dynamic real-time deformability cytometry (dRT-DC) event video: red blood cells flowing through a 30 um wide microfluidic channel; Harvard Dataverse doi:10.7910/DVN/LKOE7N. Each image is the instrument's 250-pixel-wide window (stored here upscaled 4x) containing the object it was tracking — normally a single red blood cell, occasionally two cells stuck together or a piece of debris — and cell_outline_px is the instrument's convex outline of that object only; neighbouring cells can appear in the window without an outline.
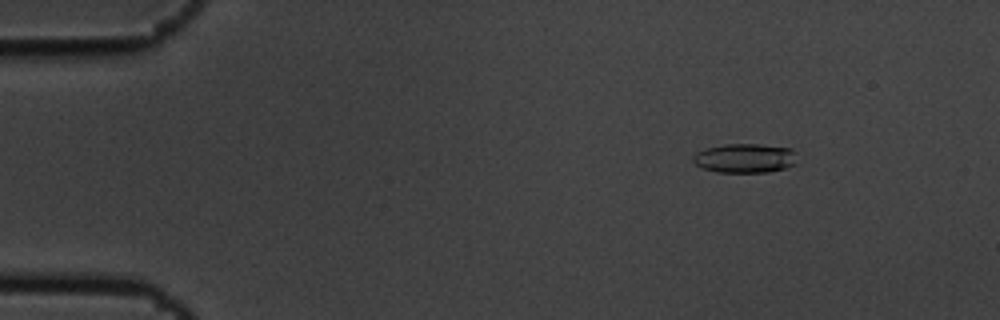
{"species": "common noctule bat (a hibernating species)", "species_latin": "Nyctalus noctula", "temperature_condition": "cold", "stored_images_in_passage": 6, "camera_frame_rate_fps": 3000, "um_per_image_px": 0.085, "animal": {"sex": "male", "body_mass_g": 19.5, "forearm_length_mm": 54.6}, "frame": {"image": 1, "passage_image": 3, "time_ms": 0.667, "image_size_px": [1000, 320], "cell_outline_px": [[796, 164], [784, 168], [768, 172], [716, 172], [704, 168], [696, 164], [692, 160], [692, 156], [696, 152], [704, 148], [728, 144], [760, 144], [792, 148]], "centroid_in_image_um": [63.29, 13.44], "position_along_channel_um": 21.7, "area_um2": 17.69}}
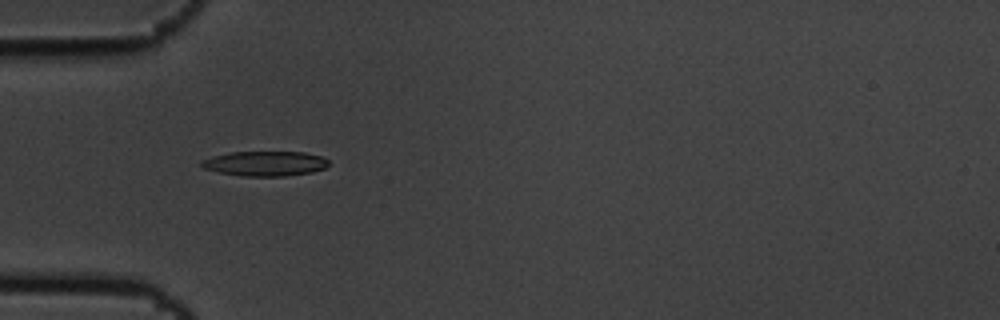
{"frame": {"image": 2, "passage_image": 5, "time_ms": 1.333, "image_size_px": [1000, 320], "cell_outline_px": [[328, 164], [324, 168], [312, 172], [284, 176], [240, 176], [220, 172], [204, 168], [200, 164], [200, 160], [212, 156], [232, 152], [304, 152], [324, 156], [328, 160]], "centroid_in_image_um": [22.54, 13.89], "position_along_channel_um": 62.5, "area_um2": 18.44}}
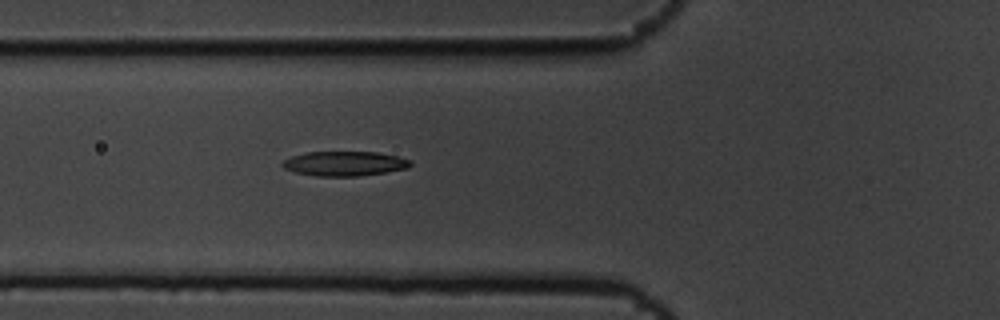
{"frame": {"image": 3, "passage_image": 6, "time_ms": 1.667, "image_size_px": [1000, 320], "cell_outline_px": [[412, 164], [408, 168], [360, 176], [316, 176], [296, 172], [284, 168], [280, 164], [284, 160], [292, 156], [308, 152], [376, 152], [396, 156], [412, 160]], "centroid_in_image_um": [29.29, 13.9], "position_along_channel_um": 96.5, "area_um2": 18.26}}